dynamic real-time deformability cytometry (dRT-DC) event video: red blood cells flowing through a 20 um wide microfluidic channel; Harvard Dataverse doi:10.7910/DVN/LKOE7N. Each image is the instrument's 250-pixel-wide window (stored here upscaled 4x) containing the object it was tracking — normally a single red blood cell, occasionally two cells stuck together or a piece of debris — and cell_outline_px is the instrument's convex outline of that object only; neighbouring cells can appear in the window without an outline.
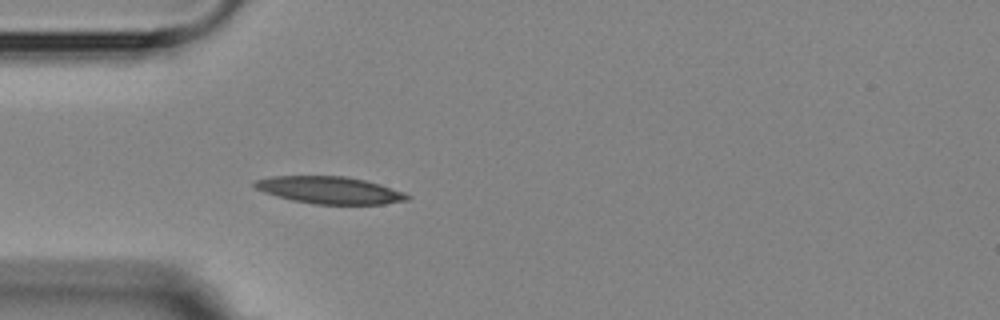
{"species": "Egyptian fruit bat (a non-hibernating species)", "species_latin": "Rousettus aegyptiacus", "temperature_condition": "room temperature", "stored_images_in_passage": 4, "camera_frame_rate_fps": 3000, "um_per_image_px": 0.085, "animal": {"sex": "female"}, "frame": {"image": 1, "passage_image": 4, "time_ms": 3.667, "image_size_px": [1000, 320], "cell_outline_px": [[412, 196], [408, 200], [384, 204], [312, 204], [292, 200], [276, 196], [264, 192], [256, 188], [252, 184], [256, 180], [272, 176], [348, 176], [380, 184], [404, 192]], "centroid_in_image_um": [28.04, 16.16], "position_along_channel_um": 57.0, "area_um2": 24.22}}